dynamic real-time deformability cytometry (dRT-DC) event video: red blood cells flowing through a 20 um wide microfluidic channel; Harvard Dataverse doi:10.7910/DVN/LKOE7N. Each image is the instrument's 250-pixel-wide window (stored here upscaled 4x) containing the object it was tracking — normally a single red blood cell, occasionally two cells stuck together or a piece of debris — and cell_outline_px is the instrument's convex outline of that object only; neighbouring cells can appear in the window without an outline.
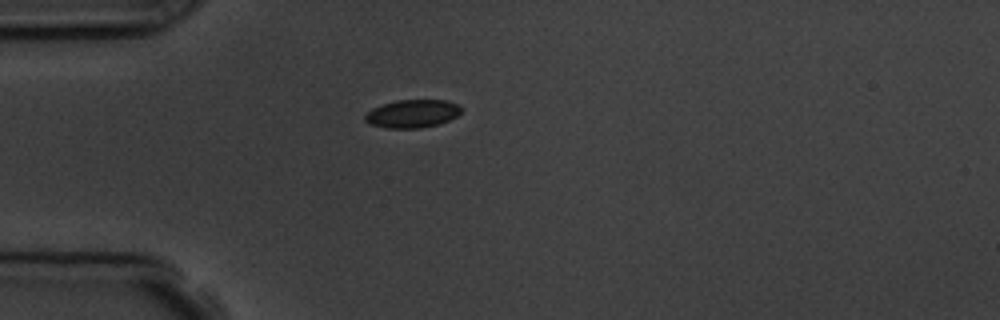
{"species": "common noctule bat (a hibernating species)", "species_latin": "Nyctalus noctula", "temperature_condition": "room temperature", "stored_images_in_passage": 2, "camera_frame_rate_fps": 3000, "um_per_image_px": 0.085, "animal": {"sex": "male", "body_mass_g": 19.5, "forearm_length_mm": 54.6}, "frame": {"image": 1, "passage_image": 1, "time_ms": 0.0, "image_size_px": [1000, 320], "cell_outline_px": [[464, 108], [456, 116], [448, 120], [436, 124], [420, 128], [384, 128], [372, 124], [364, 120], [364, 116], [372, 108], [396, 100], [448, 100], [460, 104]], "centroid_in_image_um": [35.08, 9.65], "position_along_channel_um": 49.9, "area_um2": 15.72}}